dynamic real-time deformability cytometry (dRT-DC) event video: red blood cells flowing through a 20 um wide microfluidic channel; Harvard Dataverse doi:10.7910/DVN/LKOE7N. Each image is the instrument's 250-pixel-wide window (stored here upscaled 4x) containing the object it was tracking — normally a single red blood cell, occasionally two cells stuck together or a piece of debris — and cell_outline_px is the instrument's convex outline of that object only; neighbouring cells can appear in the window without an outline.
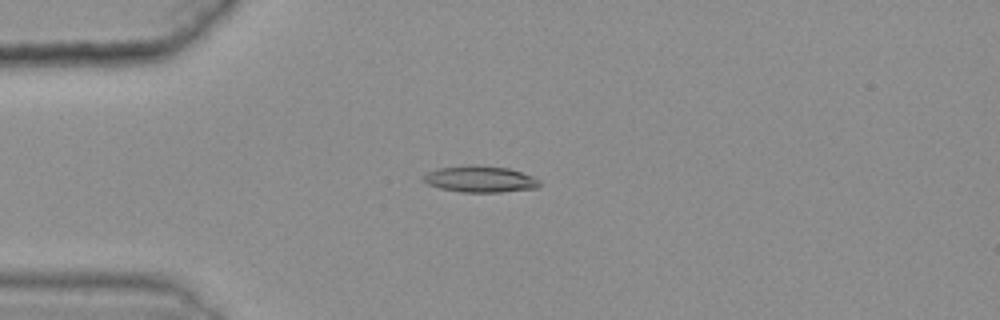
{"species": "common noctule bat (a hibernating species)", "species_latin": "Nyctalus noctula", "temperature_condition": "warm", "stored_images_in_passage": 48, "camera_frame_rate_fps": 3000, "um_per_image_px": 0.085, "animal": {"sex": "female", "body_mass_g": 25.1}, "frame": {"image": 1, "passage_image": 14, "time_ms": 4.333, "image_size_px": [1000, 320], "cell_outline_px": [[540, 184], [536, 188], [500, 192], [460, 192], [440, 188], [428, 184], [420, 180], [420, 176], [436, 168], [472, 164], [480, 164], [508, 168], [536, 176], [540, 180]], "centroid_in_image_um": [40.78, 15.2], "position_along_channel_um": 44.2, "area_um2": 18.32}}
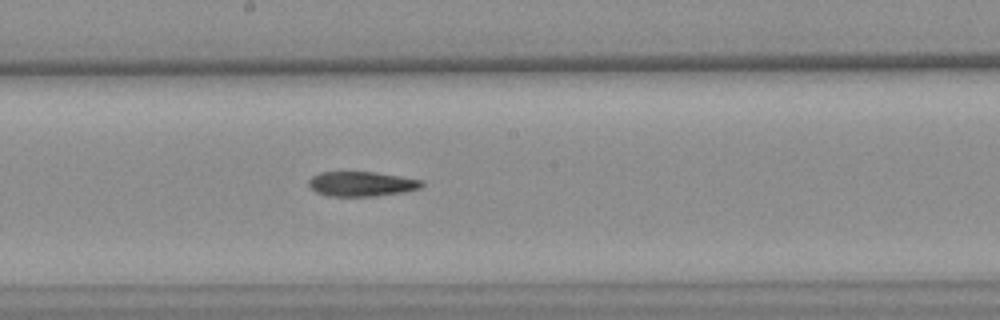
{"frame": {"image": 2, "passage_image": 30, "time_ms": 9.667, "image_size_px": [1000, 320], "cell_outline_px": [[424, 184], [420, 188], [404, 192], [372, 196], [328, 196], [316, 192], [308, 184], [308, 180], [312, 176], [320, 172], [376, 172], [424, 180]], "centroid_in_image_um": [30.74, 15.63], "position_along_channel_um": 217.5, "area_um2": 16.36}}
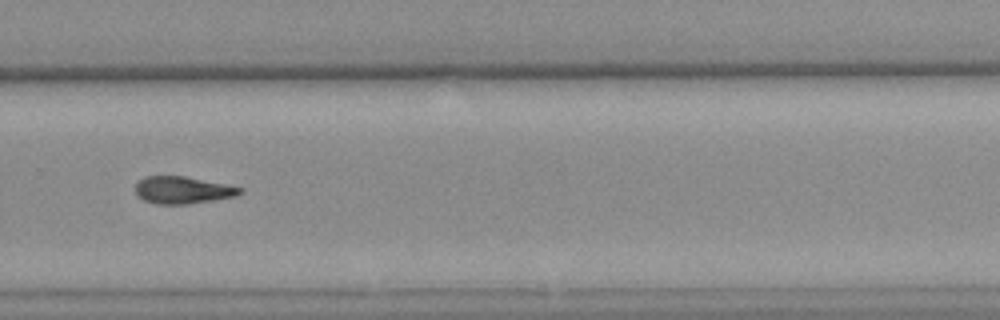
{"frame": {"image": 3, "passage_image": 38, "time_ms": 12.333, "image_size_px": [1000, 320], "cell_outline_px": [[244, 192], [236, 196], [188, 204], [156, 204], [144, 200], [136, 192], [136, 180], [144, 176], [184, 176], [228, 184], [244, 188]], "centroid_in_image_um": [15.55, 16.14], "position_along_channel_um": 314.2, "area_um2": 16.7}}